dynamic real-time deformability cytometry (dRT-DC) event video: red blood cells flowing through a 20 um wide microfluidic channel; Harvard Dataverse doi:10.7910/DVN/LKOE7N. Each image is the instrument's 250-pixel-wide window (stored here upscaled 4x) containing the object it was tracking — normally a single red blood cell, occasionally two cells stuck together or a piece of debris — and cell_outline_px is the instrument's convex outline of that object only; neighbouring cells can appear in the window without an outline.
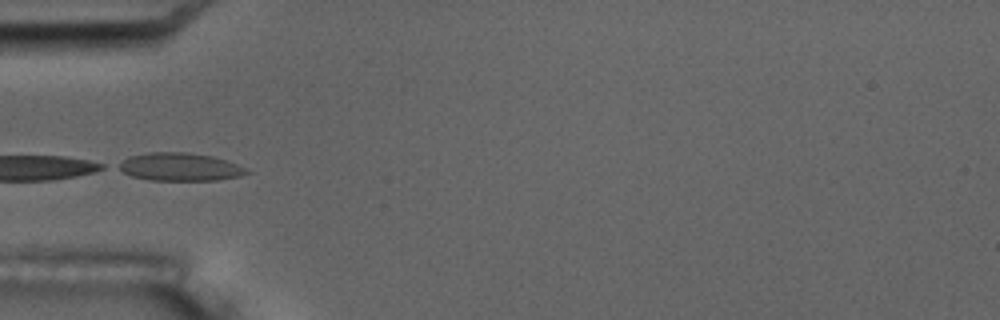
{"species": "common noctule bat (a hibernating species)", "species_latin": "Nyctalus noctula", "temperature_condition": "room temperature", "stored_images_in_passage": 4, "camera_frame_rate_fps": 3000, "um_per_image_px": 0.085, "animal": {"sex": "male", "body_mass_g": 17.5, "forearm_length_mm": 52.3}, "frame": {"image": 1, "passage_image": 4, "time_ms": 3.667, "image_size_px": [1000, 320], "cell_outline_px": [[252, 172], [240, 176], [216, 180], [148, 180], [132, 176], [116, 168], [116, 164], [128, 156], [148, 152], [184, 152], [212, 156], [236, 164]], "centroid_in_image_um": [15.23, 14.18], "position_along_channel_um": 69.8, "area_um2": 20.87}}